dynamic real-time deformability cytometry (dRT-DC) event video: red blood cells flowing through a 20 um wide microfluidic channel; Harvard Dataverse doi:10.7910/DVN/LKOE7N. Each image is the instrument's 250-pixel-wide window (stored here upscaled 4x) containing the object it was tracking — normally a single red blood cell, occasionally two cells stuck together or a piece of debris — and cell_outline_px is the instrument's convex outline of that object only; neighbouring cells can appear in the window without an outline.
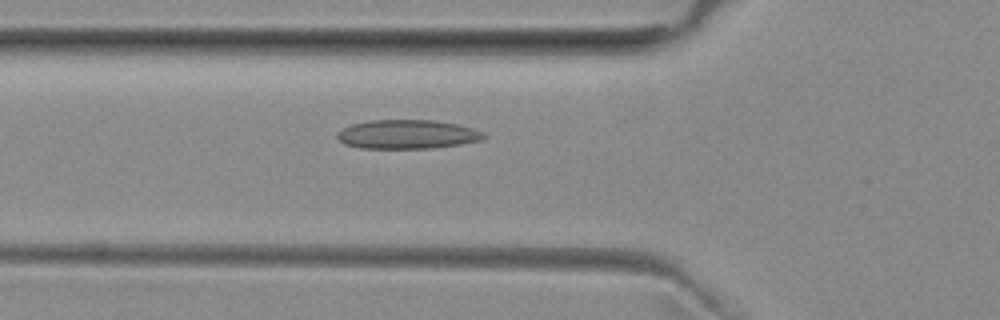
{"species": "common noctule bat (a hibernating species)", "species_latin": "Nyctalus noctula", "temperature_condition": "room temperature", "stored_images_in_passage": 38, "camera_frame_rate_fps": 3000, "um_per_image_px": 0.085, "animal": {"sex": "female", "body_mass_g": 29.2, "forearm_length_mm": 56.3}, "frame": {"image": 1, "passage_image": 9, "time_ms": 2.667, "image_size_px": [1000, 320], "cell_outline_px": [[488, 136], [480, 140], [460, 144], [432, 148], [360, 148], [344, 144], [336, 136], [336, 132], [352, 124], [368, 120], [432, 120], [456, 124], [472, 128], [484, 132]], "centroid_in_image_um": [34.61, 11.41], "position_along_channel_um": 91.2, "area_um2": 24.74}}
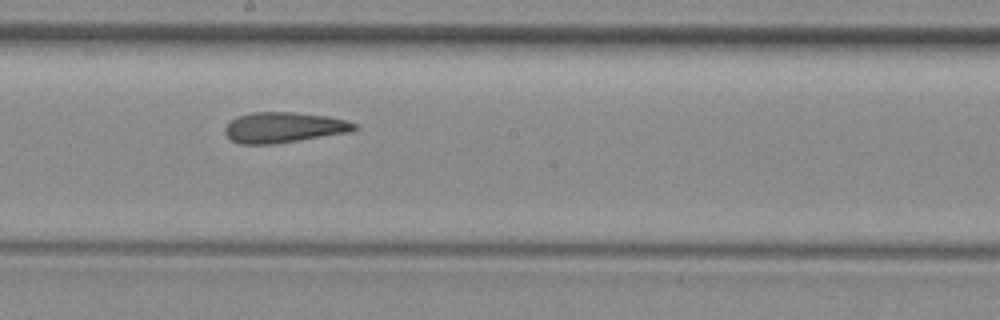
{"frame": {"image": 2, "passage_image": 19, "time_ms": 6.0, "image_size_px": [1000, 320], "cell_outline_px": [[356, 128], [348, 132], [300, 140], [272, 144], [240, 144], [232, 140], [224, 132], [224, 128], [232, 120], [240, 116], [252, 112], [292, 112], [328, 116], [348, 120], [356, 124]], "centroid_in_image_um": [24.12, 10.83], "position_along_channel_um": 224.1, "area_um2": 22.77}}
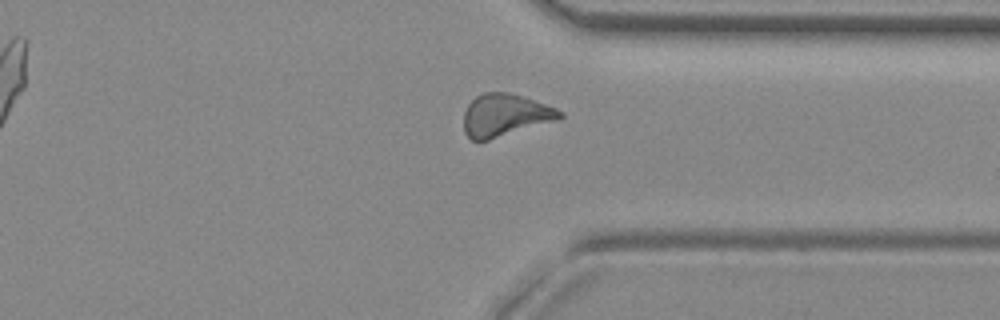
{"frame": {"image": 3, "passage_image": 30, "time_ms": 9.667, "image_size_px": [1000, 320], "cell_outline_px": [[564, 116], [560, 120], [488, 140], [472, 140], [464, 132], [464, 112], [468, 104], [476, 96], [484, 92], [508, 92], [524, 96], [556, 108], [564, 112]], "centroid_in_image_um": [42.97, 9.79], "position_along_channel_um": 368.4, "area_um2": 23.99}, "authors_computed_cell_mechanics": {"area_um2": 23.0044, "velocity_mm_per_s": 3.9774, "shape_relaxation_time_tau1_ms": null, "shape_relaxation_time_tau2_ms": 6.1868, "deformation_change_tau1": null, "deformation_change_tau2": 0.1705}}